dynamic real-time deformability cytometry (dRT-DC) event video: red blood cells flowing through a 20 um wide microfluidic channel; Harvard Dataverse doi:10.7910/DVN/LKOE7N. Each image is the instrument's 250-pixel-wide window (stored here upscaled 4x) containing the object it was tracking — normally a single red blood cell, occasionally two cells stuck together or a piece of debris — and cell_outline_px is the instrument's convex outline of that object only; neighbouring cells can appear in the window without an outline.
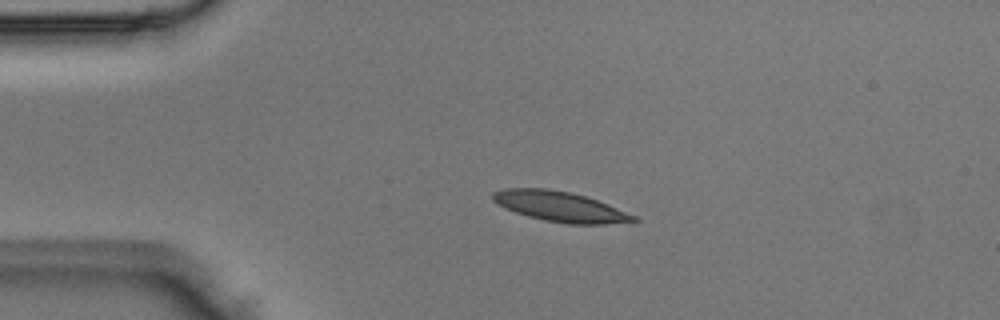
{"species": "Egyptian fruit bat (a non-hibernating species)", "species_latin": "Rousettus aegyptiacus", "temperature_condition": "room temperature", "stored_images_in_passage": 3, "camera_frame_rate_fps": 3000, "um_per_image_px": 0.085, "animal": {"sex": "male"}, "frame": {"image": 1, "passage_image": 2, "time_ms": 0.333, "image_size_px": [1000, 320], "cell_outline_px": [[640, 220], [604, 224], [568, 224], [544, 220], [528, 216], [504, 208], [492, 200], [492, 192], [504, 188], [544, 188], [572, 192], [596, 200], [636, 216]], "centroid_in_image_um": [47.55, 17.55], "position_along_channel_um": 37.5, "area_um2": 24.51}}